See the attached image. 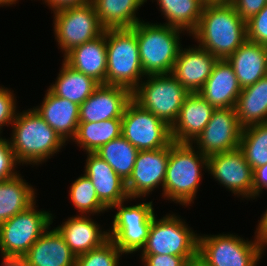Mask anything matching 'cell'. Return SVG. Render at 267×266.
Segmentation results:
<instances>
[{
  "instance_id": "13",
  "label": "cell",
  "mask_w": 267,
  "mask_h": 266,
  "mask_svg": "<svg viewBox=\"0 0 267 266\" xmlns=\"http://www.w3.org/2000/svg\"><path fill=\"white\" fill-rule=\"evenodd\" d=\"M242 129L235 108L214 109L210 121L192 144L196 143V149L206 157L232 151L239 148Z\"/></svg>"
},
{
  "instance_id": "3",
  "label": "cell",
  "mask_w": 267,
  "mask_h": 266,
  "mask_svg": "<svg viewBox=\"0 0 267 266\" xmlns=\"http://www.w3.org/2000/svg\"><path fill=\"white\" fill-rule=\"evenodd\" d=\"M195 148L192 143H170L163 185L164 198L186 207L196 198L201 168L207 170V157Z\"/></svg>"
},
{
  "instance_id": "27",
  "label": "cell",
  "mask_w": 267,
  "mask_h": 266,
  "mask_svg": "<svg viewBox=\"0 0 267 266\" xmlns=\"http://www.w3.org/2000/svg\"><path fill=\"white\" fill-rule=\"evenodd\" d=\"M147 0H91L104 29L132 28L141 20L136 13Z\"/></svg>"
},
{
  "instance_id": "24",
  "label": "cell",
  "mask_w": 267,
  "mask_h": 266,
  "mask_svg": "<svg viewBox=\"0 0 267 266\" xmlns=\"http://www.w3.org/2000/svg\"><path fill=\"white\" fill-rule=\"evenodd\" d=\"M28 266H75L76 256L62 235L50 227L23 256Z\"/></svg>"
},
{
  "instance_id": "36",
  "label": "cell",
  "mask_w": 267,
  "mask_h": 266,
  "mask_svg": "<svg viewBox=\"0 0 267 266\" xmlns=\"http://www.w3.org/2000/svg\"><path fill=\"white\" fill-rule=\"evenodd\" d=\"M19 162L11 147L10 140L0 135V181L8 180L19 173L14 169Z\"/></svg>"
},
{
  "instance_id": "38",
  "label": "cell",
  "mask_w": 267,
  "mask_h": 266,
  "mask_svg": "<svg viewBox=\"0 0 267 266\" xmlns=\"http://www.w3.org/2000/svg\"><path fill=\"white\" fill-rule=\"evenodd\" d=\"M10 89L0 86V134L2 127L12 124L16 117V100Z\"/></svg>"
},
{
  "instance_id": "2",
  "label": "cell",
  "mask_w": 267,
  "mask_h": 266,
  "mask_svg": "<svg viewBox=\"0 0 267 266\" xmlns=\"http://www.w3.org/2000/svg\"><path fill=\"white\" fill-rule=\"evenodd\" d=\"M11 126L12 139L9 140L20 165L42 164L66 145L34 108L17 113Z\"/></svg>"
},
{
  "instance_id": "14",
  "label": "cell",
  "mask_w": 267,
  "mask_h": 266,
  "mask_svg": "<svg viewBox=\"0 0 267 266\" xmlns=\"http://www.w3.org/2000/svg\"><path fill=\"white\" fill-rule=\"evenodd\" d=\"M207 171L235 196L253 199V168L239 148L207 157Z\"/></svg>"
},
{
  "instance_id": "9",
  "label": "cell",
  "mask_w": 267,
  "mask_h": 266,
  "mask_svg": "<svg viewBox=\"0 0 267 266\" xmlns=\"http://www.w3.org/2000/svg\"><path fill=\"white\" fill-rule=\"evenodd\" d=\"M124 202L114 205L117 209L113 217L109 239L124 254L139 252L147 241L149 229L154 219L153 201L124 206Z\"/></svg>"
},
{
  "instance_id": "45",
  "label": "cell",
  "mask_w": 267,
  "mask_h": 266,
  "mask_svg": "<svg viewBox=\"0 0 267 266\" xmlns=\"http://www.w3.org/2000/svg\"><path fill=\"white\" fill-rule=\"evenodd\" d=\"M1 266H28L23 257H2Z\"/></svg>"
},
{
  "instance_id": "8",
  "label": "cell",
  "mask_w": 267,
  "mask_h": 266,
  "mask_svg": "<svg viewBox=\"0 0 267 266\" xmlns=\"http://www.w3.org/2000/svg\"><path fill=\"white\" fill-rule=\"evenodd\" d=\"M152 220L147 241L141 249L142 255H175L186 260L198 252L199 235L182 221V218L169 214Z\"/></svg>"
},
{
  "instance_id": "46",
  "label": "cell",
  "mask_w": 267,
  "mask_h": 266,
  "mask_svg": "<svg viewBox=\"0 0 267 266\" xmlns=\"http://www.w3.org/2000/svg\"><path fill=\"white\" fill-rule=\"evenodd\" d=\"M18 0H0V6H9L12 4H15V2L17 3Z\"/></svg>"
},
{
  "instance_id": "26",
  "label": "cell",
  "mask_w": 267,
  "mask_h": 266,
  "mask_svg": "<svg viewBox=\"0 0 267 266\" xmlns=\"http://www.w3.org/2000/svg\"><path fill=\"white\" fill-rule=\"evenodd\" d=\"M234 108L242 128L267 123V75L243 88Z\"/></svg>"
},
{
  "instance_id": "16",
  "label": "cell",
  "mask_w": 267,
  "mask_h": 266,
  "mask_svg": "<svg viewBox=\"0 0 267 266\" xmlns=\"http://www.w3.org/2000/svg\"><path fill=\"white\" fill-rule=\"evenodd\" d=\"M132 92L124 87L100 84L80 105L79 123L122 118Z\"/></svg>"
},
{
  "instance_id": "32",
  "label": "cell",
  "mask_w": 267,
  "mask_h": 266,
  "mask_svg": "<svg viewBox=\"0 0 267 266\" xmlns=\"http://www.w3.org/2000/svg\"><path fill=\"white\" fill-rule=\"evenodd\" d=\"M138 149L122 135L102 145L95 153L126 182L134 168Z\"/></svg>"
},
{
  "instance_id": "21",
  "label": "cell",
  "mask_w": 267,
  "mask_h": 266,
  "mask_svg": "<svg viewBox=\"0 0 267 266\" xmlns=\"http://www.w3.org/2000/svg\"><path fill=\"white\" fill-rule=\"evenodd\" d=\"M63 60L73 69L93 78L99 84H106V29L95 39L74 47Z\"/></svg>"
},
{
  "instance_id": "1",
  "label": "cell",
  "mask_w": 267,
  "mask_h": 266,
  "mask_svg": "<svg viewBox=\"0 0 267 266\" xmlns=\"http://www.w3.org/2000/svg\"><path fill=\"white\" fill-rule=\"evenodd\" d=\"M191 35L200 47L226 60L247 40V25L230 2H206Z\"/></svg>"
},
{
  "instance_id": "25",
  "label": "cell",
  "mask_w": 267,
  "mask_h": 266,
  "mask_svg": "<svg viewBox=\"0 0 267 266\" xmlns=\"http://www.w3.org/2000/svg\"><path fill=\"white\" fill-rule=\"evenodd\" d=\"M226 60L232 66L242 89L267 75L266 45L246 40Z\"/></svg>"
},
{
  "instance_id": "43",
  "label": "cell",
  "mask_w": 267,
  "mask_h": 266,
  "mask_svg": "<svg viewBox=\"0 0 267 266\" xmlns=\"http://www.w3.org/2000/svg\"><path fill=\"white\" fill-rule=\"evenodd\" d=\"M257 234V235H256ZM255 236L261 243V245L266 247L267 245V209L265 213L262 215L259 221L258 228H256Z\"/></svg>"
},
{
  "instance_id": "31",
  "label": "cell",
  "mask_w": 267,
  "mask_h": 266,
  "mask_svg": "<svg viewBox=\"0 0 267 266\" xmlns=\"http://www.w3.org/2000/svg\"><path fill=\"white\" fill-rule=\"evenodd\" d=\"M122 133V118L101 122L79 123L73 142L84 151L96 152L102 145L119 137ZM79 144V145H78Z\"/></svg>"
},
{
  "instance_id": "37",
  "label": "cell",
  "mask_w": 267,
  "mask_h": 266,
  "mask_svg": "<svg viewBox=\"0 0 267 266\" xmlns=\"http://www.w3.org/2000/svg\"><path fill=\"white\" fill-rule=\"evenodd\" d=\"M247 40L267 45V5L246 22Z\"/></svg>"
},
{
  "instance_id": "22",
  "label": "cell",
  "mask_w": 267,
  "mask_h": 266,
  "mask_svg": "<svg viewBox=\"0 0 267 266\" xmlns=\"http://www.w3.org/2000/svg\"><path fill=\"white\" fill-rule=\"evenodd\" d=\"M34 109L65 142L75 137L80 105L58 97L48 89L41 106Z\"/></svg>"
},
{
  "instance_id": "29",
  "label": "cell",
  "mask_w": 267,
  "mask_h": 266,
  "mask_svg": "<svg viewBox=\"0 0 267 266\" xmlns=\"http://www.w3.org/2000/svg\"><path fill=\"white\" fill-rule=\"evenodd\" d=\"M35 190L20 176L0 181V223L25 211L35 200Z\"/></svg>"
},
{
  "instance_id": "6",
  "label": "cell",
  "mask_w": 267,
  "mask_h": 266,
  "mask_svg": "<svg viewBox=\"0 0 267 266\" xmlns=\"http://www.w3.org/2000/svg\"><path fill=\"white\" fill-rule=\"evenodd\" d=\"M146 77L132 92V99L171 127L190 92L171 73Z\"/></svg>"
},
{
  "instance_id": "11",
  "label": "cell",
  "mask_w": 267,
  "mask_h": 266,
  "mask_svg": "<svg viewBox=\"0 0 267 266\" xmlns=\"http://www.w3.org/2000/svg\"><path fill=\"white\" fill-rule=\"evenodd\" d=\"M54 35L64 56L74 47L91 41L104 32L93 4L69 7L54 12Z\"/></svg>"
},
{
  "instance_id": "17",
  "label": "cell",
  "mask_w": 267,
  "mask_h": 266,
  "mask_svg": "<svg viewBox=\"0 0 267 266\" xmlns=\"http://www.w3.org/2000/svg\"><path fill=\"white\" fill-rule=\"evenodd\" d=\"M218 58L200 46L180 47L172 75L190 92L198 93L212 73Z\"/></svg>"
},
{
  "instance_id": "28",
  "label": "cell",
  "mask_w": 267,
  "mask_h": 266,
  "mask_svg": "<svg viewBox=\"0 0 267 266\" xmlns=\"http://www.w3.org/2000/svg\"><path fill=\"white\" fill-rule=\"evenodd\" d=\"M99 85L93 78L76 71L63 61L55 84L50 85L48 89L58 97L81 105Z\"/></svg>"
},
{
  "instance_id": "33",
  "label": "cell",
  "mask_w": 267,
  "mask_h": 266,
  "mask_svg": "<svg viewBox=\"0 0 267 266\" xmlns=\"http://www.w3.org/2000/svg\"><path fill=\"white\" fill-rule=\"evenodd\" d=\"M239 149L253 169L265 165L267 163V123L243 128Z\"/></svg>"
},
{
  "instance_id": "40",
  "label": "cell",
  "mask_w": 267,
  "mask_h": 266,
  "mask_svg": "<svg viewBox=\"0 0 267 266\" xmlns=\"http://www.w3.org/2000/svg\"><path fill=\"white\" fill-rule=\"evenodd\" d=\"M144 266H184L186 259L175 255H141Z\"/></svg>"
},
{
  "instance_id": "19",
  "label": "cell",
  "mask_w": 267,
  "mask_h": 266,
  "mask_svg": "<svg viewBox=\"0 0 267 266\" xmlns=\"http://www.w3.org/2000/svg\"><path fill=\"white\" fill-rule=\"evenodd\" d=\"M214 109L200 94L190 93L170 127L172 141L192 143L210 121Z\"/></svg>"
},
{
  "instance_id": "42",
  "label": "cell",
  "mask_w": 267,
  "mask_h": 266,
  "mask_svg": "<svg viewBox=\"0 0 267 266\" xmlns=\"http://www.w3.org/2000/svg\"><path fill=\"white\" fill-rule=\"evenodd\" d=\"M44 2L55 12L69 7L83 6L90 3L91 0H44Z\"/></svg>"
},
{
  "instance_id": "15",
  "label": "cell",
  "mask_w": 267,
  "mask_h": 266,
  "mask_svg": "<svg viewBox=\"0 0 267 266\" xmlns=\"http://www.w3.org/2000/svg\"><path fill=\"white\" fill-rule=\"evenodd\" d=\"M169 154L170 144L160 149L138 151L132 173L125 182L130 200L146 197L159 186L163 189Z\"/></svg>"
},
{
  "instance_id": "23",
  "label": "cell",
  "mask_w": 267,
  "mask_h": 266,
  "mask_svg": "<svg viewBox=\"0 0 267 266\" xmlns=\"http://www.w3.org/2000/svg\"><path fill=\"white\" fill-rule=\"evenodd\" d=\"M56 229L76 257L109 240V232L100 230V226L89 215L70 217Z\"/></svg>"
},
{
  "instance_id": "30",
  "label": "cell",
  "mask_w": 267,
  "mask_h": 266,
  "mask_svg": "<svg viewBox=\"0 0 267 266\" xmlns=\"http://www.w3.org/2000/svg\"><path fill=\"white\" fill-rule=\"evenodd\" d=\"M167 24L191 34L198 26L205 0H156Z\"/></svg>"
},
{
  "instance_id": "4",
  "label": "cell",
  "mask_w": 267,
  "mask_h": 266,
  "mask_svg": "<svg viewBox=\"0 0 267 266\" xmlns=\"http://www.w3.org/2000/svg\"><path fill=\"white\" fill-rule=\"evenodd\" d=\"M106 84L121 86L133 92L144 76L136 37L132 28L106 29Z\"/></svg>"
},
{
  "instance_id": "41",
  "label": "cell",
  "mask_w": 267,
  "mask_h": 266,
  "mask_svg": "<svg viewBox=\"0 0 267 266\" xmlns=\"http://www.w3.org/2000/svg\"><path fill=\"white\" fill-rule=\"evenodd\" d=\"M253 198L259 196L263 188H267V163L253 169Z\"/></svg>"
},
{
  "instance_id": "35",
  "label": "cell",
  "mask_w": 267,
  "mask_h": 266,
  "mask_svg": "<svg viewBox=\"0 0 267 266\" xmlns=\"http://www.w3.org/2000/svg\"><path fill=\"white\" fill-rule=\"evenodd\" d=\"M123 253L109 239L102 246L76 257L75 266H118Z\"/></svg>"
},
{
  "instance_id": "39",
  "label": "cell",
  "mask_w": 267,
  "mask_h": 266,
  "mask_svg": "<svg viewBox=\"0 0 267 266\" xmlns=\"http://www.w3.org/2000/svg\"><path fill=\"white\" fill-rule=\"evenodd\" d=\"M230 3L241 18L247 22L267 5V0H231Z\"/></svg>"
},
{
  "instance_id": "10",
  "label": "cell",
  "mask_w": 267,
  "mask_h": 266,
  "mask_svg": "<svg viewBox=\"0 0 267 266\" xmlns=\"http://www.w3.org/2000/svg\"><path fill=\"white\" fill-rule=\"evenodd\" d=\"M248 241L234 234L199 235L198 252L211 266H257L264 253L255 236Z\"/></svg>"
},
{
  "instance_id": "12",
  "label": "cell",
  "mask_w": 267,
  "mask_h": 266,
  "mask_svg": "<svg viewBox=\"0 0 267 266\" xmlns=\"http://www.w3.org/2000/svg\"><path fill=\"white\" fill-rule=\"evenodd\" d=\"M139 151L167 147L171 142L170 127L133 99L122 116V133Z\"/></svg>"
},
{
  "instance_id": "20",
  "label": "cell",
  "mask_w": 267,
  "mask_h": 266,
  "mask_svg": "<svg viewBox=\"0 0 267 266\" xmlns=\"http://www.w3.org/2000/svg\"><path fill=\"white\" fill-rule=\"evenodd\" d=\"M241 90L232 66L227 60L218 59L198 94L215 109L234 108Z\"/></svg>"
},
{
  "instance_id": "47",
  "label": "cell",
  "mask_w": 267,
  "mask_h": 266,
  "mask_svg": "<svg viewBox=\"0 0 267 266\" xmlns=\"http://www.w3.org/2000/svg\"><path fill=\"white\" fill-rule=\"evenodd\" d=\"M231 0H209V2H230Z\"/></svg>"
},
{
  "instance_id": "34",
  "label": "cell",
  "mask_w": 267,
  "mask_h": 266,
  "mask_svg": "<svg viewBox=\"0 0 267 266\" xmlns=\"http://www.w3.org/2000/svg\"><path fill=\"white\" fill-rule=\"evenodd\" d=\"M70 199L81 215L99 214L108 209L100 202L92 181L85 175L78 177L69 191Z\"/></svg>"
},
{
  "instance_id": "7",
  "label": "cell",
  "mask_w": 267,
  "mask_h": 266,
  "mask_svg": "<svg viewBox=\"0 0 267 266\" xmlns=\"http://www.w3.org/2000/svg\"><path fill=\"white\" fill-rule=\"evenodd\" d=\"M36 203L0 223L2 257H23L53 223L50 211H38Z\"/></svg>"
},
{
  "instance_id": "5",
  "label": "cell",
  "mask_w": 267,
  "mask_h": 266,
  "mask_svg": "<svg viewBox=\"0 0 267 266\" xmlns=\"http://www.w3.org/2000/svg\"><path fill=\"white\" fill-rule=\"evenodd\" d=\"M182 30L167 24L140 21L136 37L143 72L146 75L172 73L181 43Z\"/></svg>"
},
{
  "instance_id": "18",
  "label": "cell",
  "mask_w": 267,
  "mask_h": 266,
  "mask_svg": "<svg viewBox=\"0 0 267 266\" xmlns=\"http://www.w3.org/2000/svg\"><path fill=\"white\" fill-rule=\"evenodd\" d=\"M85 165V175L92 181L97 197L107 208L120 202L128 201L125 182L117 175L113 168L95 152H88Z\"/></svg>"
},
{
  "instance_id": "44",
  "label": "cell",
  "mask_w": 267,
  "mask_h": 266,
  "mask_svg": "<svg viewBox=\"0 0 267 266\" xmlns=\"http://www.w3.org/2000/svg\"><path fill=\"white\" fill-rule=\"evenodd\" d=\"M184 266H211L207 260L197 252L193 256L189 257Z\"/></svg>"
}]
</instances>
